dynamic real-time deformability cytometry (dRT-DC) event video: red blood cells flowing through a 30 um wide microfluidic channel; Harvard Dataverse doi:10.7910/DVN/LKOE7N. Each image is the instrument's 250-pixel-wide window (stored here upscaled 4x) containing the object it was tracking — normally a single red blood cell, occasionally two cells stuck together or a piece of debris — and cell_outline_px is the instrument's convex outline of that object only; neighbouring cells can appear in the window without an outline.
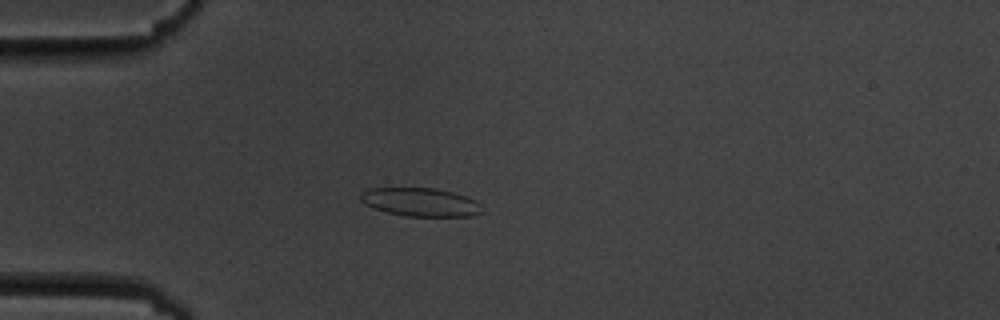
{"species": "common noctule bat (a hibernating species)", "species_latin": "Nyctalus noctula", "temperature_condition": "cold", "stored_images_in_passage": 4, "camera_frame_rate_fps": 3000, "um_per_image_px": 0.085, "animal": {"sex": "male", "body_mass_g": 19.5, "forearm_length_mm": 54.6}, "frame": {"image": 1, "passage_image": 4, "time_ms": 3.667, "image_size_px": [1000, 320], "cell_outline_px": [[484, 212], [472, 216], [404, 216], [372, 208], [364, 204], [360, 200], [360, 192], [368, 188], [436, 188], [468, 196], [476, 200], [480, 204]], "centroid_in_image_um": [35.74, 17.18], "position_along_channel_um": 49.3, "area_um2": 20.4}}